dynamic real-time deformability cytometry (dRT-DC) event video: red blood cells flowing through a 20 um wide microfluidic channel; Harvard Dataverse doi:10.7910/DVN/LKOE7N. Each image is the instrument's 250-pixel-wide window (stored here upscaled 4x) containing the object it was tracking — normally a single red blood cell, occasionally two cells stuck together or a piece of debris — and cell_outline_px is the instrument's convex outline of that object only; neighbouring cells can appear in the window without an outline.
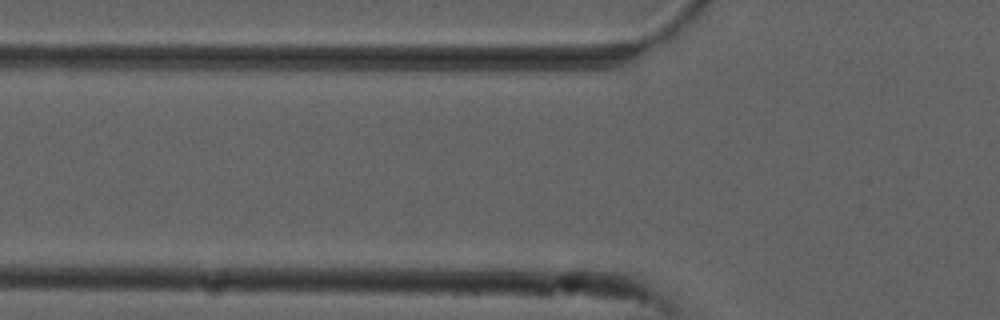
{"species": "common noctule bat (a hibernating species)", "species_latin": "Nyctalus noctula", "temperature_condition": "cold", "stored_images_in_passage": 5, "camera_frame_rate_fps": 3000, "um_per_image_px": 0.085, "animal": {"sex": "male", "forearm_length_mm": 52.5}, "frame": {"image": 1, "passage_image": 2, "time_ms": 0.333, "image_size_px": [1000, 320], "cell_outline_px": [[264, 268], [244, 276], [216, 280], [208, 280], [108, 276], [88, 268], [96, 264], [156, 264]], "centroid_in_image_um": [14.7, 23.06], "position_along_channel_um": 111.1, "area_um2": 14.51}}